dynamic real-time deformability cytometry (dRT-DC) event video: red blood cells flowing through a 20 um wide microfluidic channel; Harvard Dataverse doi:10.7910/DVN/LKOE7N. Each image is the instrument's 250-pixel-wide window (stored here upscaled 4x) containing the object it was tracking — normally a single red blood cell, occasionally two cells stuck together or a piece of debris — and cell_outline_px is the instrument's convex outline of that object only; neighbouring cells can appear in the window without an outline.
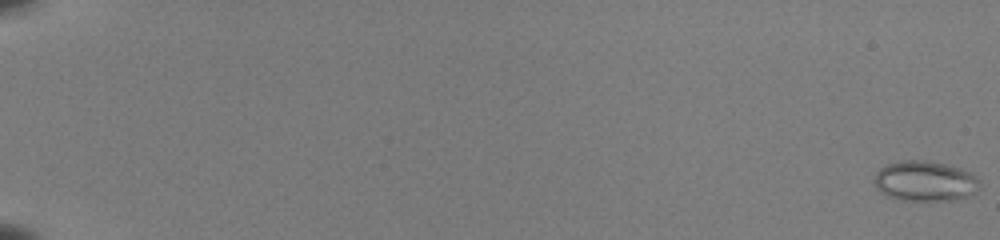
{"species": "common noctule bat (a hibernating species)", "species_latin": "Nyctalus noctula", "temperature_condition": "room temperature", "stored_images_in_passage": 54, "camera_frame_rate_fps": 3000, "um_per_image_px": 0.085, "animal": {"sex": "female", "body_mass_g": 22.0, "forearm_length_mm": 56.7}, "frame": {"image": 1, "passage_image": 1, "time_ms": 0.0, "image_size_px": [1000, 240], "cell_outline_px": [[980, 184], [976, 192], [968, 196], [956, 200], [904, 200], [888, 196], [880, 192], [876, 188], [876, 172], [880, 168], [888, 164], [900, 160], [928, 160], [960, 168], [972, 172], [980, 180]], "centroid_in_image_um": [78.66, 15.39], "position_along_channel_um": 6.3, "area_um2": 24.8}}
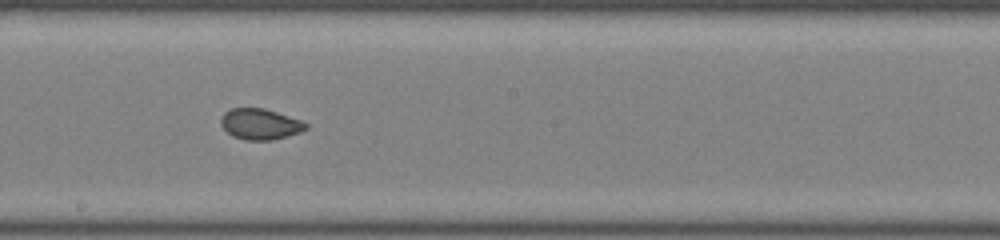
{"frame": {"image": 2, "passage_image": 34, "time_ms": 11.0, "image_size_px": [1000, 240], "cell_outline_px": [[308, 128], [300, 132], [272, 140], [244, 140], [232, 136], [220, 124], [220, 120], [224, 112], [232, 108], [264, 108], [300, 120], [308, 124]], "centroid_in_image_um": [22.09, 10.55], "position_along_channel_um": 226.1, "area_um2": 15.2}}
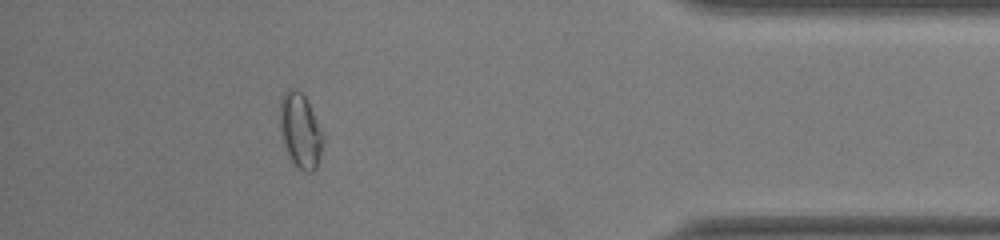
{"frame": {"image": 3, "passage_image": 50, "time_ms": 16.333, "image_size_px": [1000, 240], "cell_outline_px": [[324, 140], [320, 156], [316, 168], [312, 172], [304, 172], [292, 160], [288, 152], [280, 128], [280, 100], [284, 92], [288, 88], [292, 88], [300, 92], [304, 96], [324, 132]], "centroid_in_image_um": [25.56, 11.09], "position_along_channel_um": 409.6, "area_um2": 18.5}, "authors_computed_cell_mechanics": {"area_um2": 17.5712, "velocity_mm_per_s": 4.0032, "shape_relaxation_time_tau1_ms": null, "shape_relaxation_time_tau2_ms": 0.7681, "deformation_change_tau1": null, "deformation_change_tau2": 0.0398}}